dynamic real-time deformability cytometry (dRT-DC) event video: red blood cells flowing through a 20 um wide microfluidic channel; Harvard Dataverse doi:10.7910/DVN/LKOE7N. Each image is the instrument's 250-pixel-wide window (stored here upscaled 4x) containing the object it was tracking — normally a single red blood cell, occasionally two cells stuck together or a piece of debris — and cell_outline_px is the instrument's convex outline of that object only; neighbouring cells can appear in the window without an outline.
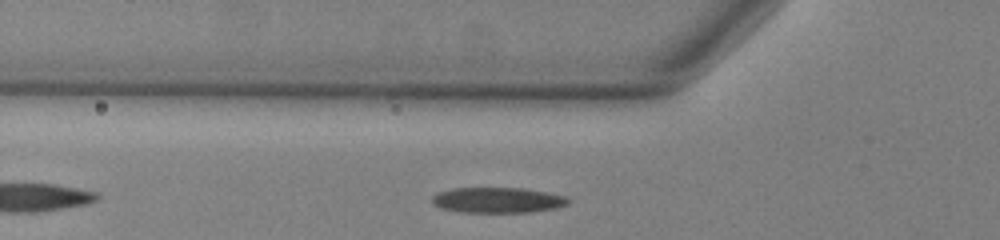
{"species": "common noctule bat (a hibernating species)", "species_latin": "Nyctalus noctula", "temperature_condition": "warm", "stored_images_in_passage": 38, "camera_frame_rate_fps": 3000, "um_per_image_px": 0.085, "animal": {"sex": "male", "body_mass_g": 13.0, "forearm_length_mm": 53.1}, "frame": {"image": 1, "passage_image": 7, "time_ms": 2.0, "image_size_px": [1000, 240], "cell_outline_px": [[568, 204], [556, 208], [532, 212], [464, 212], [440, 208], [432, 200], [432, 196], [436, 192], [452, 188], [524, 188], [564, 196], [568, 200]], "centroid_in_image_um": [42.27, 17.01], "position_along_channel_um": 83.5, "area_um2": 20.06}}
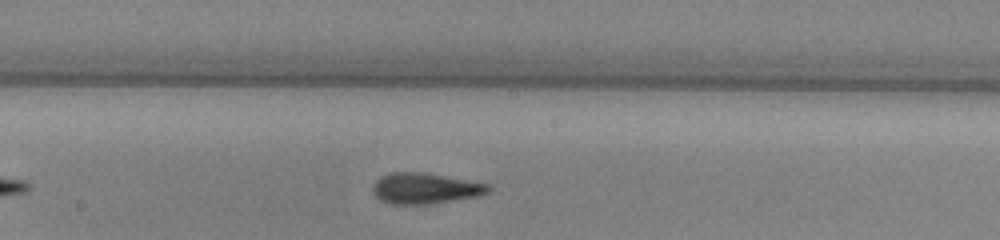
{"frame": {"image": 2, "passage_image": 17, "time_ms": 5.333, "image_size_px": [1000, 240], "cell_outline_px": [[492, 188], [488, 192], [476, 196], [428, 204], [392, 204], [380, 200], [372, 192], [372, 184], [380, 176], [388, 172], [424, 172], [492, 184]], "centroid_in_image_um": [36.11, 15.99], "position_along_channel_um": 212.1, "area_um2": 20.92}}
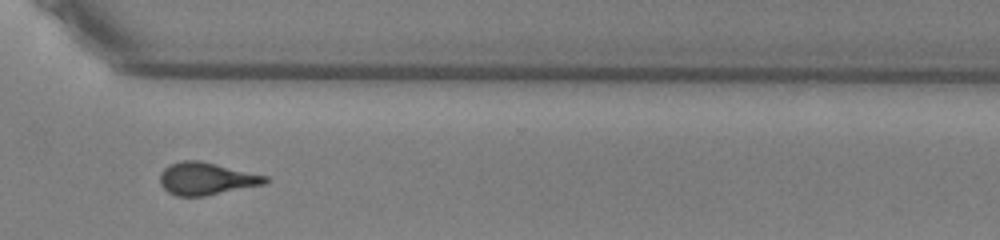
{"frame": {"image": 3, "passage_image": 28, "time_ms": 9.0, "image_size_px": [1000, 240], "cell_outline_px": [[272, 180], [268, 184], [204, 196], [176, 196], [168, 192], [160, 184], [160, 172], [168, 164], [180, 160], [200, 160], [268, 176]], "centroid_in_image_um": [17.57, 15.18], "position_along_channel_um": 353.0, "area_um2": 20.29}, "authors_computed_cell_mechanics": {"area_um2": 19.8254, "velocity_mm_per_s": 3.8451, "shape_relaxation_time_tau1_ms": 6.7171, "shape_relaxation_time_tau2_ms": 2.9557, "deformation_change_tau1": 0.1973, "deformation_change_tau2": 0.1429}}